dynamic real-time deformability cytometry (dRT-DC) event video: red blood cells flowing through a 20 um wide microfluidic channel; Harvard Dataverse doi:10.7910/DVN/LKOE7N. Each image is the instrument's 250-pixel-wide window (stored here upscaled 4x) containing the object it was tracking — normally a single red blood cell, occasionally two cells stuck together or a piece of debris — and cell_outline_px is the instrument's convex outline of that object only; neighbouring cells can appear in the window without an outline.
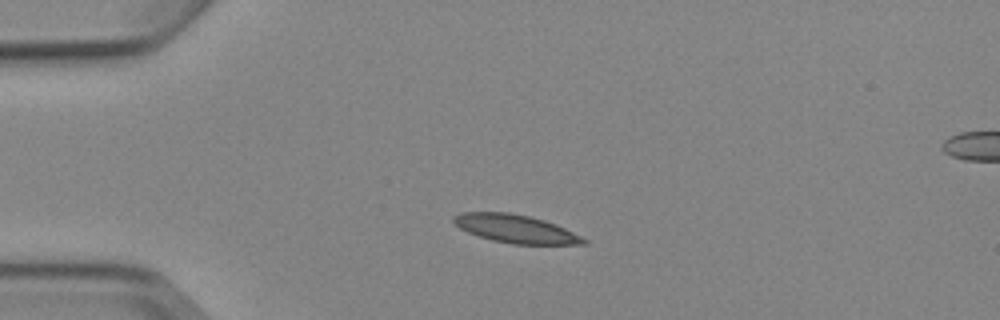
{"species": "Egyptian fruit bat (a non-hibernating species)", "species_latin": "Rousettus aegyptiacus", "temperature_condition": "cold", "stored_images_in_passage": 3, "camera_frame_rate_fps": 3000, "um_per_image_px": 0.085, "animal": {"sex": "female"}, "frame": {"image": 1, "passage_image": 1, "time_ms": 0.0, "image_size_px": [1000, 320], "cell_outline_px": [[588, 244], [512, 244], [492, 240], [468, 232], [460, 228], [452, 220], [452, 216], [460, 212], [508, 212], [528, 216], [544, 220], [556, 224], [588, 240]], "centroid_in_image_um": [43.81, 19.44], "position_along_channel_um": 41.2, "area_um2": 21.21}}
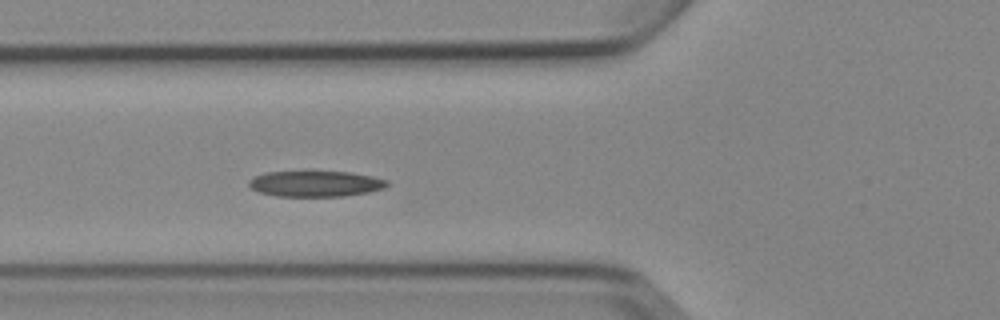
{"frame": {"image": 2, "passage_image": 3, "time_ms": 2.333, "image_size_px": [1000, 320], "cell_outline_px": [[388, 184], [384, 188], [368, 192], [344, 196], [276, 196], [260, 192], [252, 188], [248, 184], [248, 180], [256, 176], [268, 172], [348, 172], [372, 176], [388, 180]], "centroid_in_image_um": [26.83, 15.62], "position_along_channel_um": 99.0, "area_um2": 20.52}}